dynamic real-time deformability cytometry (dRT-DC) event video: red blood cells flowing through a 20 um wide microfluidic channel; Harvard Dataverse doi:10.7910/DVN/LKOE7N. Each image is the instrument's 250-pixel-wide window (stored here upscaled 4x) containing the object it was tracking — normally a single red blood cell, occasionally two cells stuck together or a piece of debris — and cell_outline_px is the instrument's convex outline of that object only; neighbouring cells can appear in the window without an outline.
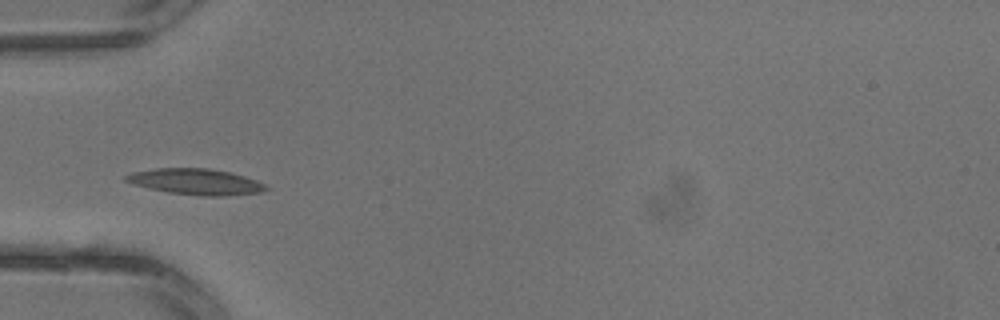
{"species": "common noctule bat (a hibernating species)", "species_latin": "Nyctalus noctula", "temperature_condition": "warm", "stored_images_in_passage": 3, "camera_frame_rate_fps": 3000, "um_per_image_px": 0.085, "animal": {"sex": "male", "body_mass_g": 13.3}, "frame": {"image": 1, "passage_image": 3, "time_ms": 0.667, "image_size_px": [1000, 320], "cell_outline_px": [[268, 188], [260, 192], [224, 196], [200, 196], [168, 192], [132, 184], [124, 180], [124, 176], [132, 172], [156, 168], [208, 168], [228, 172], [244, 176], [256, 180], [264, 184]], "centroid_in_image_um": [16.6, 15.44], "position_along_channel_um": 68.4, "area_um2": 21.04}}